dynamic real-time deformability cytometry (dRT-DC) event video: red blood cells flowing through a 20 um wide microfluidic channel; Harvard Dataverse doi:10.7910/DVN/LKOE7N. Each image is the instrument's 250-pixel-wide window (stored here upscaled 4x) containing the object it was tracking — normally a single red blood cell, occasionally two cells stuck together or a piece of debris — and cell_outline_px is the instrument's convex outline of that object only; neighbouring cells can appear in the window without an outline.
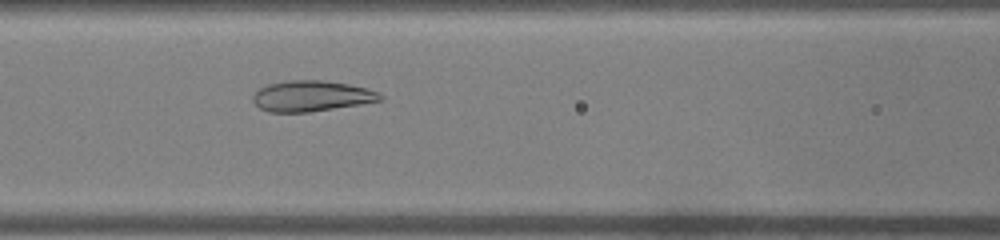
{"species": "common noctule bat (a hibernating species)", "species_latin": "Nyctalus noctula", "temperature_condition": "warm", "stored_images_in_passage": 33, "camera_frame_rate_fps": 3000, "um_per_image_px": 0.085, "animal": {"sex": "male", "body_mass_g": 19.0, "forearm_length_mm": 50.8}, "frame": {"image": 1, "passage_image": 7, "time_ms": 2.0, "image_size_px": [1000, 240], "cell_outline_px": [[384, 100], [360, 104], [308, 112], [268, 112], [260, 108], [252, 100], [252, 96], [260, 88], [268, 84], [292, 80], [324, 80], [348, 84], [364, 88], [376, 92], [384, 96]], "centroid_in_image_um": [26.46, 8.16], "position_along_channel_um": 140.1, "area_um2": 22.6}}
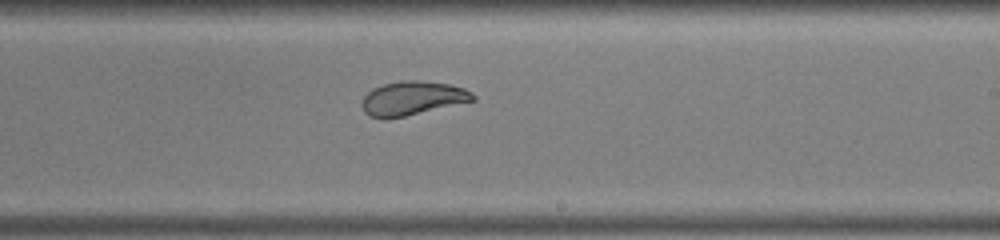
{"frame": {"image": 2, "passage_image": 15, "time_ms": 4.667, "image_size_px": [1000, 240], "cell_outline_px": [[476, 100], [388, 120], [384, 120], [368, 116], [364, 112], [360, 104], [364, 96], [372, 88], [384, 84], [400, 80], [420, 80], [448, 84], [464, 88], [472, 92], [476, 96]], "centroid_in_image_um": [35.01, 8.37], "position_along_channel_um": 254.0, "area_um2": 22.31}}
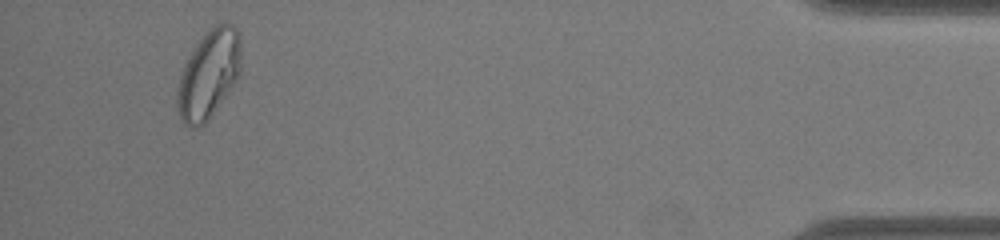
{"frame": {"image": 3, "passage_image": 31, "time_ms": 10.0, "image_size_px": [1000, 240], "cell_outline_px": [[240, 76], [208, 120], [200, 128], [188, 128], [180, 120], [176, 104], [176, 92], [180, 76], [184, 64], [188, 56], [196, 44], [208, 28], [224, 20], [232, 24], [236, 28], [240, 36]], "centroid_in_image_um": [17.73, 6.32], "position_along_channel_um": 417.5, "area_um2": 33.41}}